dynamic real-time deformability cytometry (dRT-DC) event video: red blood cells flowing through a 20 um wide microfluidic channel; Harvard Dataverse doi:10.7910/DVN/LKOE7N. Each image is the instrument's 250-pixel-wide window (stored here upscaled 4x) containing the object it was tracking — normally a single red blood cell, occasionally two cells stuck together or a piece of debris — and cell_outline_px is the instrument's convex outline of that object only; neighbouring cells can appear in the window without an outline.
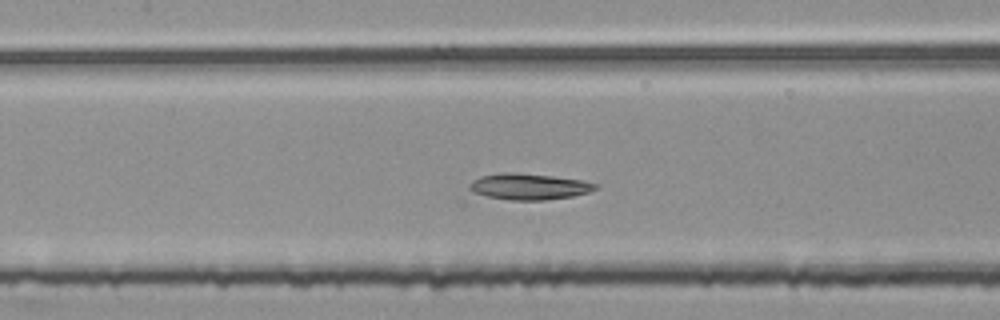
{"species": "common noctule bat (a hibernating species)", "species_latin": "Nyctalus noctula", "temperature_condition": "room temperature", "stored_images_in_passage": 51, "segment_of_instrument_passage": [2, 2], "camera_frame_rate_fps": 3000, "um_per_image_px": 0.085, "animal": {"sex": "female", "body_mass_g": 25.1}, "frame": {"image": 1, "passage_image": 24, "time_ms": 7.667, "image_size_px": [1000, 320], "cell_outline_px": [[600, 184], [596, 188], [588, 192], [572, 196], [544, 200], [508, 200], [488, 196], [472, 192], [468, 188], [468, 184], [472, 180], [480, 176], [500, 172], [516, 172], [552, 176], [580, 180]], "centroid_in_image_um": [44.91, 15.85], "position_along_channel_um": 162.5, "area_um2": 19.25}}
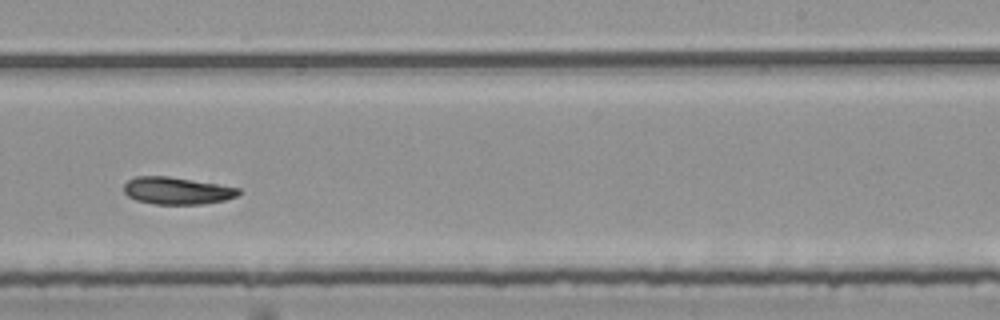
{"frame": {"image": 2, "passage_image": 33, "time_ms": 10.667, "image_size_px": [1000, 320], "cell_outline_px": [[240, 192], [236, 196], [224, 200], [204, 204], [156, 204], [136, 200], [128, 196], [124, 192], [124, 184], [128, 180], [136, 176], [168, 176], [240, 188]], "centroid_in_image_um": [15.01, 16.21], "position_along_channel_um": 274.0, "area_um2": 18.03}}
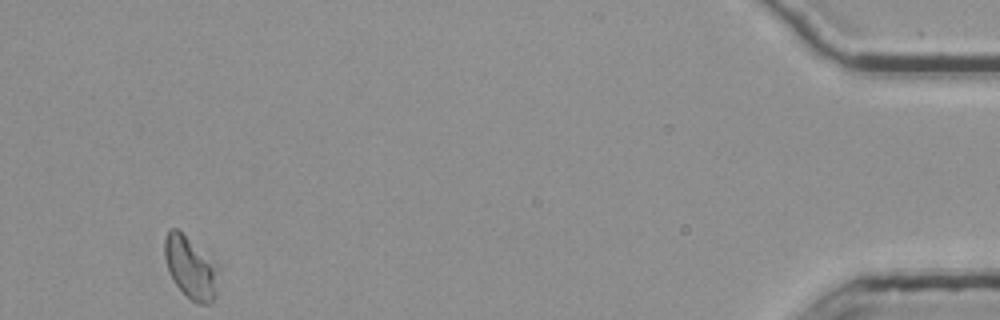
{"frame": {"image": 3, "passage_image": 51, "time_ms": 16.667, "image_size_px": [1000, 320], "cell_outline_px": [[216, 296], [208, 304], [196, 304], [172, 280], [168, 272], [164, 256], [164, 240], [168, 232], [172, 228], [176, 228], [216, 260]], "centroid_in_image_um": [16.18, 22.72], "position_along_channel_um": 419.0, "area_um2": 19.36}}